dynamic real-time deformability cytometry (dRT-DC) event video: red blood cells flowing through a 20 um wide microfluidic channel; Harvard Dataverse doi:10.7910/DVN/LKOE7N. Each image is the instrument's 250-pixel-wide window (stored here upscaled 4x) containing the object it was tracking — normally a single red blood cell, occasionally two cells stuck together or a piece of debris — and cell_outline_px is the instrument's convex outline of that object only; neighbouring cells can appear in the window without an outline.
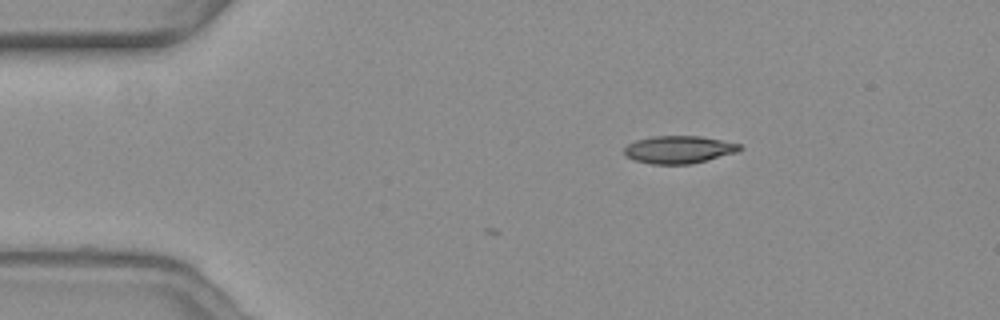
{"species": "common noctule bat (a hibernating species)", "species_latin": "Nyctalus noctula", "temperature_condition": "warm", "stored_images_in_passage": 2, "camera_frame_rate_fps": 3000, "um_per_image_px": 0.085, "animal": {"sex": "female", "body_mass_g": 19.3, "forearm_length_mm": 54.1}, "frame": {"image": 1, "passage_image": 2, "time_ms": 0.333, "image_size_px": [1000, 320], "cell_outline_px": [[744, 148], [736, 152], [692, 164], [652, 164], [636, 160], [628, 156], [624, 152], [624, 148], [628, 144], [636, 140], [652, 136], [700, 136], [740, 144]], "centroid_in_image_um": [57.71, 12.71], "position_along_channel_um": 27.3, "area_um2": 18.38}}